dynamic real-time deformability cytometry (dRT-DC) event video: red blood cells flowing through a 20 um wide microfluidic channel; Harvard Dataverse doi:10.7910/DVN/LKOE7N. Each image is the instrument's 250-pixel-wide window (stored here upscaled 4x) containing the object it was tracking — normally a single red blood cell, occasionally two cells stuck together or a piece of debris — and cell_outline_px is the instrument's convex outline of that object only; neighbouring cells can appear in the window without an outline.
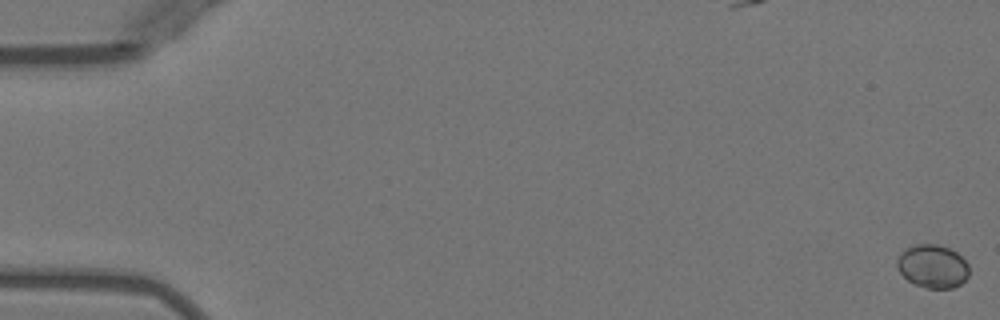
{"species": "Egyptian fruit bat (a non-hibernating species)", "species_latin": "Rousettus aegyptiacus", "temperature_condition": "warm", "stored_images_in_passage": 53, "camera_frame_rate_fps": 3000, "um_per_image_px": 0.085, "animal": {"sex": "female"}, "frame": {"image": 1, "passage_image": 1, "time_ms": 0.0, "image_size_px": [1000, 320], "cell_outline_px": [[968, 276], [960, 284], [952, 288], [928, 288], [916, 284], [908, 280], [900, 272], [896, 264], [896, 260], [900, 252], [916, 244], [940, 244], [956, 252], [968, 264]], "centroid_in_image_um": [79.26, 22.62], "position_along_channel_um": 5.7, "area_um2": 18.03}}
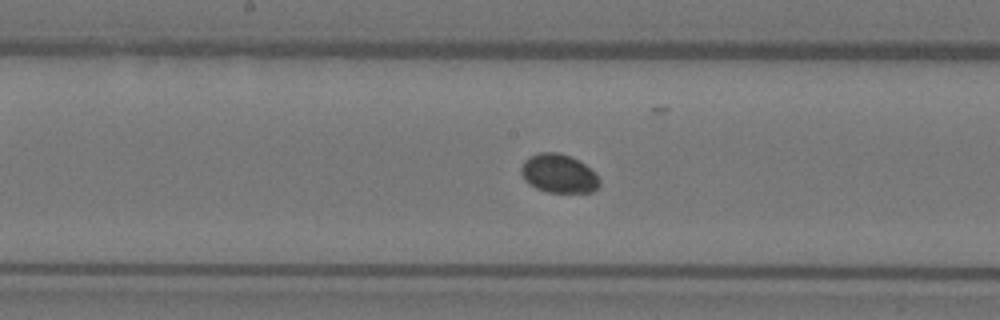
{"frame": {"image": 2, "passage_image": 28, "time_ms": 9.0, "image_size_px": [1000, 320], "cell_outline_px": [[600, 184], [592, 192], [548, 192], [536, 188], [528, 184], [524, 180], [520, 172], [520, 168], [524, 160], [528, 156], [540, 152], [560, 152], [584, 164], [600, 180]], "centroid_in_image_um": [47.42, 14.75], "position_along_channel_um": 200.8, "area_um2": 17.57}}
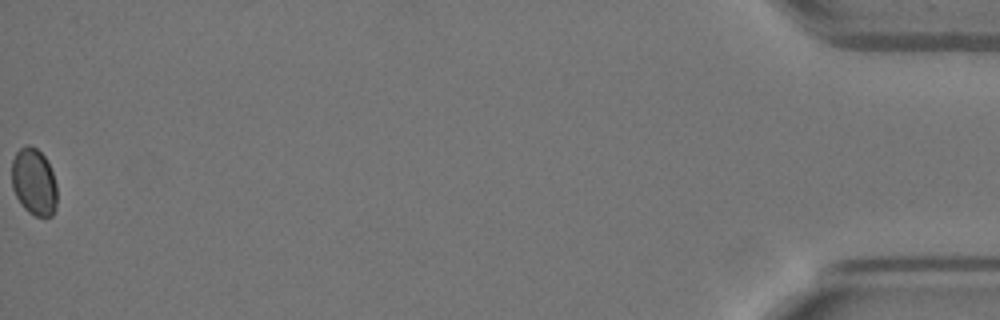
{"frame": {"image": 3, "passage_image": 53, "time_ms": 17.333, "image_size_px": [1000, 320], "cell_outline_px": [[56, 208], [52, 216], [36, 216], [28, 212], [20, 204], [12, 188], [12, 160], [16, 152], [20, 148], [28, 144], [36, 148], [44, 156], [52, 172], [56, 184]], "centroid_in_image_um": [2.87, 15.47], "position_along_channel_um": 432.3, "area_um2": 17.69}, "authors_computed_cell_mechanics": {"area_um2": 17.8024, "velocity_mm_per_s": 3.9627, "shape_relaxation_time_tau1_ms": null, "shape_relaxation_time_tau2_ms": 3.7168, "deformation_change_tau1": null, "deformation_change_tau2": 0.0193}}